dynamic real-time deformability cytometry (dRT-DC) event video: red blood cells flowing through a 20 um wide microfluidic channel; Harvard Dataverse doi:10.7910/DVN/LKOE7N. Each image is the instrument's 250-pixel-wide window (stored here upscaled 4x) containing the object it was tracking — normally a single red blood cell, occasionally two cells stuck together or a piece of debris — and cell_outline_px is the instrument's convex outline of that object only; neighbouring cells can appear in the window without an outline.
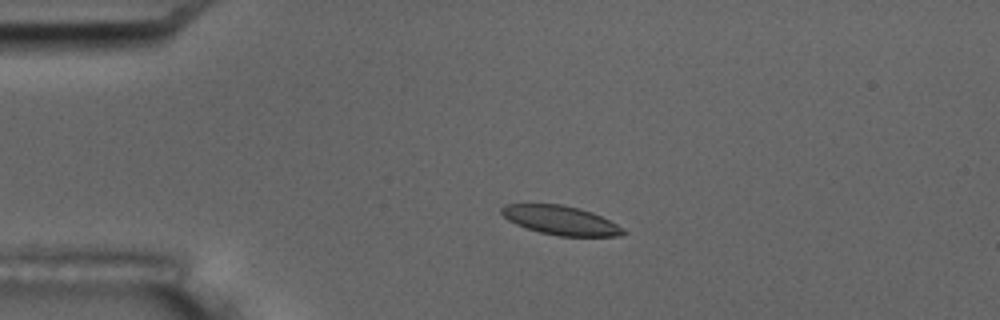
{"species": "common noctule bat (a hibernating species)", "species_latin": "Nyctalus noctula", "temperature_condition": "room temperature", "stored_images_in_passage": 5, "camera_frame_rate_fps": 3000, "um_per_image_px": 0.085, "animal": {"sex": "male", "body_mass_g": 17.5, "forearm_length_mm": 52.3}, "frame": {"image": 1, "passage_image": 4, "time_ms": 3.333, "image_size_px": [1000, 320], "cell_outline_px": [[628, 232], [620, 236], [560, 236], [540, 232], [516, 224], [508, 220], [500, 212], [500, 208], [504, 204], [560, 204], [580, 208], [592, 212], [624, 228]], "centroid_in_image_um": [47.66, 18.72], "position_along_channel_um": 37.3, "area_um2": 20.52}}